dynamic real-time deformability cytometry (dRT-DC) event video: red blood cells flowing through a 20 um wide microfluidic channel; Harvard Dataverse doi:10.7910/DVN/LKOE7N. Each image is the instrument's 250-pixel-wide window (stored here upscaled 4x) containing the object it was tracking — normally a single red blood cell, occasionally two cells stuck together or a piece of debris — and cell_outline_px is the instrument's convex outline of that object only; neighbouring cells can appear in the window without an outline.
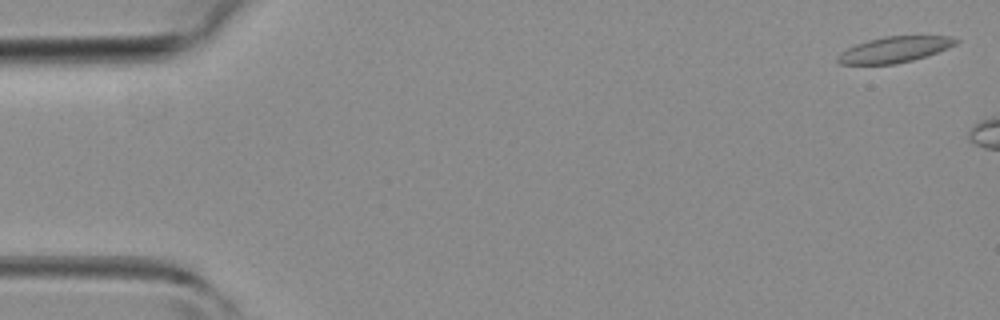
{"species": "common noctule bat (a hibernating species)", "species_latin": "Nyctalus noctula", "temperature_condition": "room temperature", "stored_images_in_passage": 5, "camera_frame_rate_fps": 3000, "um_per_image_px": 0.085, "animal": {"sex": "female", "body_mass_g": 19.3, "forearm_length_mm": 54.1}, "frame": {"image": 1, "passage_image": 1, "time_ms": 0.0, "image_size_px": [1000, 320], "cell_outline_px": [[960, 40], [956, 44], [948, 48], [912, 60], [896, 64], [840, 64], [836, 60], [836, 56], [840, 52], [856, 44], [868, 40], [884, 36], [948, 36]], "centroid_in_image_um": [76.0, 4.21], "position_along_channel_um": 9.0, "area_um2": 17.69}}